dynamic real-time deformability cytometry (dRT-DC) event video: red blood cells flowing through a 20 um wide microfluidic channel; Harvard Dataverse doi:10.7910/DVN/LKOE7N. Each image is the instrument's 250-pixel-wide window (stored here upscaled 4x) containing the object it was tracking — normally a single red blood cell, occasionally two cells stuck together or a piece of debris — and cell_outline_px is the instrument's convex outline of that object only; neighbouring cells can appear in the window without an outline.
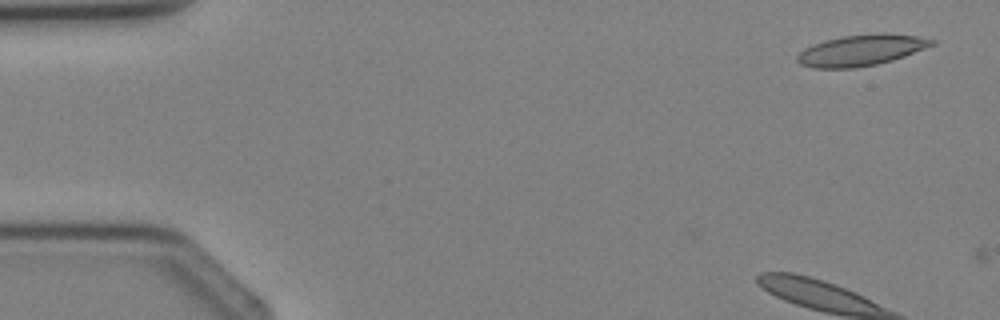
{"species": "Egyptian fruit bat (a non-hibernating species)", "species_latin": "Rousettus aegyptiacus", "temperature_condition": "cold", "stored_images_in_passage": 2, "camera_frame_rate_fps": 3000, "um_per_image_px": 0.085, "animal": {"sex": "female"}, "frame": {"image": 1, "passage_image": 2, "time_ms": 1.333, "image_size_px": [1000, 320], "cell_outline_px": [[936, 44], [904, 56], [892, 60], [876, 64], [852, 68], [812, 68], [800, 64], [796, 60], [796, 56], [804, 48], [812, 44], [824, 40], [840, 36], [876, 32], [884, 32], [916, 36], [936, 40]], "centroid_in_image_um": [73.18, 4.25], "position_along_channel_um": 11.8, "area_um2": 24.62}}